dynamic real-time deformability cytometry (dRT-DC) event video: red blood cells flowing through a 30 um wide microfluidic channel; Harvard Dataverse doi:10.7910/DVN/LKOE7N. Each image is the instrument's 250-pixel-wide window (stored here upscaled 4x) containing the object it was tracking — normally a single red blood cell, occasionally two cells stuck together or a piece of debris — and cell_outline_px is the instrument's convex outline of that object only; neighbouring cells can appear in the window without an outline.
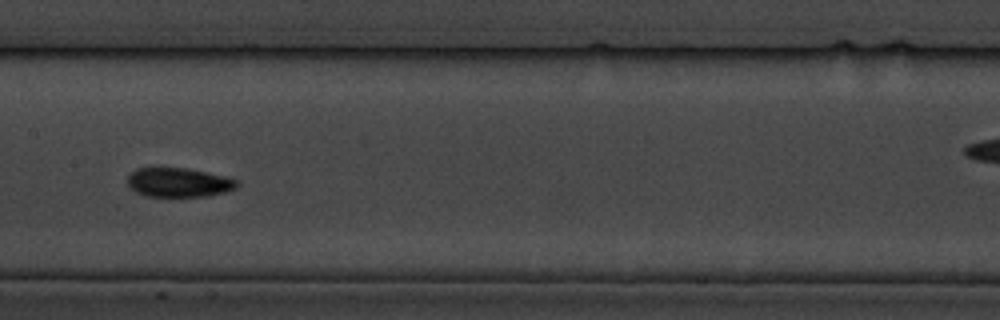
{"species": "common noctule bat (a hibernating species)", "species_latin": "Nyctalus noctula", "temperature_condition": "cold", "stored_images_in_passage": 9, "camera_frame_rate_fps": 3000, "um_per_image_px": 0.085, "animal": {"sex": "male", "body_mass_g": 19.5, "forearm_length_mm": 54.6}, "frame": {"image": 1, "passage_image": 8, "time_ms": 8.0, "image_size_px": [1000, 320], "cell_outline_px": [[240, 184], [236, 188], [224, 192], [208, 196], [144, 196], [136, 192], [128, 184], [128, 176], [136, 168], [184, 168], [224, 176], [236, 180]], "centroid_in_image_um": [15.18, 15.51], "position_along_channel_um": 192.2, "area_um2": 18.38}}